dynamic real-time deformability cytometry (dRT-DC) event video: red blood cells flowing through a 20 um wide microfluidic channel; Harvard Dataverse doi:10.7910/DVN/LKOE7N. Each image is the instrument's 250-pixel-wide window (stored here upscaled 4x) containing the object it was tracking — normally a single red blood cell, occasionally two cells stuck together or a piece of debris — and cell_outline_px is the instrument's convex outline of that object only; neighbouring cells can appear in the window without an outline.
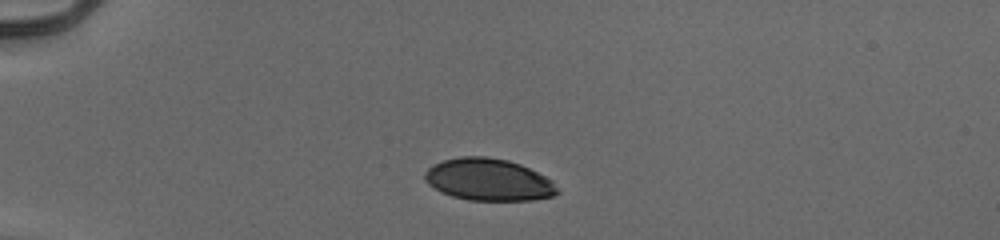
{"species": "human", "species_latin": "Homo sapiens", "temperature_condition": "cold", "stored_images_in_passage": 40, "camera_frame_rate_fps": 3000, "um_per_image_px": 0.085, "donor": {"sex": "male"}, "frame": {"image": 1, "passage_image": 1, "time_ms": 0.0, "image_size_px": [1000, 240], "cell_outline_px": [[560, 192], [552, 196], [532, 200], [468, 200], [452, 196], [440, 192], [428, 184], [424, 180], [424, 172], [432, 164], [444, 160], [460, 156], [488, 156], [508, 160], [520, 164], [552, 180]], "centroid_in_image_um": [41.49, 15.27], "position_along_channel_um": 43.5, "area_um2": 32.6}}
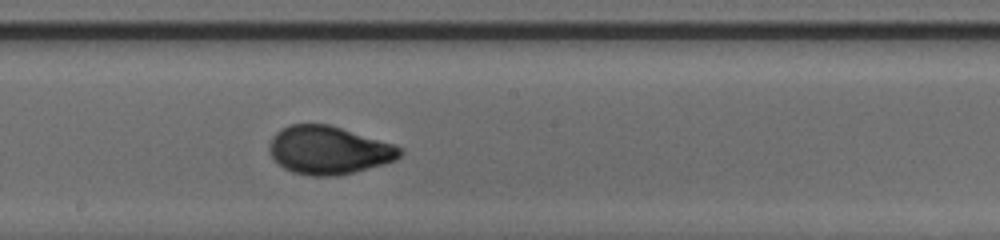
{"frame": {"image": 2, "passage_image": 18, "time_ms": 5.667, "image_size_px": [1000, 240], "cell_outline_px": [[404, 152], [396, 160], [384, 164], [336, 176], [312, 176], [292, 172], [284, 168], [268, 152], [268, 148], [272, 136], [280, 128], [288, 124], [328, 124], [396, 144]], "centroid_in_image_um": [27.94, 12.75], "position_along_channel_um": 220.3, "area_um2": 36.76}}
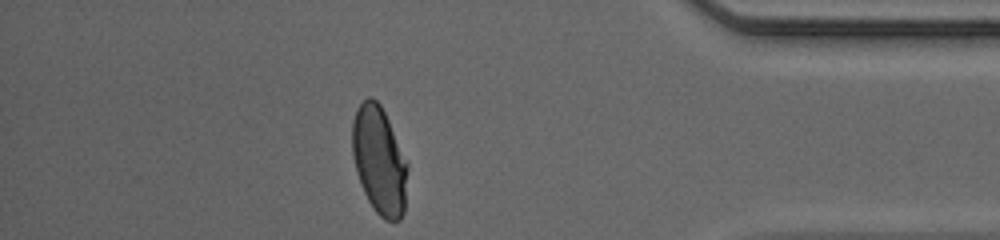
{"frame": {"image": 3, "passage_image": 34, "time_ms": 11.0, "image_size_px": [1000, 240], "cell_outline_px": [[408, 168], [404, 212], [400, 220], [384, 220], [372, 208], [364, 192], [356, 172], [352, 152], [352, 120], [356, 108], [368, 96], [372, 96], [380, 104], [388, 120], [408, 164]], "centroid_in_image_um": [32.23, 13.64], "position_along_channel_um": 403.0, "area_um2": 34.8}, "authors_computed_cell_mechanics": {"area_um2": 35.547, "velocity_mm_per_s": 3.9493, "shape_relaxation_time_tau1_ms": 3.3751, "shape_relaxation_time_tau2_ms": null, "deformation_change_tau1": 0.1558, "deformation_change_tau2": null}}